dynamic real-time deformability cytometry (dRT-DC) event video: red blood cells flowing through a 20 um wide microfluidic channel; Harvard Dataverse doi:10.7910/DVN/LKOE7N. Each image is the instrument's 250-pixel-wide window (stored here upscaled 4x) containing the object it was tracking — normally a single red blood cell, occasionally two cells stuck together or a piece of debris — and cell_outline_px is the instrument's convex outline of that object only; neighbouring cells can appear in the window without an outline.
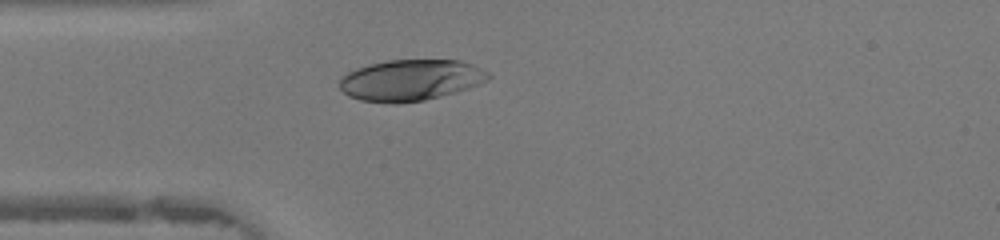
{"species": "human", "species_latin": "Homo sapiens", "temperature_condition": "warm", "stored_images_in_passage": 39, "camera_frame_rate_fps": 3000, "um_per_image_px": 0.085, "donor": {"sex": "female"}, "frame": {"image": 1, "passage_image": 12, "time_ms": 3.667, "image_size_px": [1000, 240], "cell_outline_px": [[492, 76], [488, 80], [468, 88], [424, 100], [396, 104], [388, 104], [360, 100], [348, 96], [340, 88], [340, 76], [356, 68], [368, 64], [388, 60], [460, 60], [472, 64], [488, 72]], "centroid_in_image_um": [34.87, 6.81], "position_along_channel_um": 50.1, "area_um2": 35.78}}
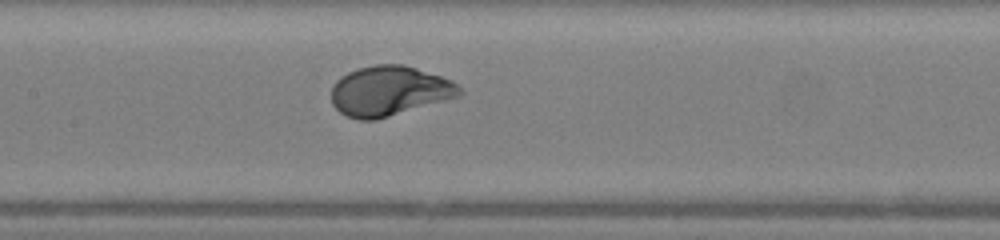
{"frame": {"image": 2, "passage_image": 21, "time_ms": 6.667, "image_size_px": [1000, 240], "cell_outline_px": [[464, 92], [460, 96], [376, 120], [360, 120], [348, 116], [340, 112], [332, 104], [332, 84], [340, 76], [348, 72], [360, 68], [376, 64], [404, 64], [452, 80], [460, 84]], "centroid_in_image_um": [33.11, 7.73], "position_along_channel_um": 174.3, "area_um2": 37.4}}
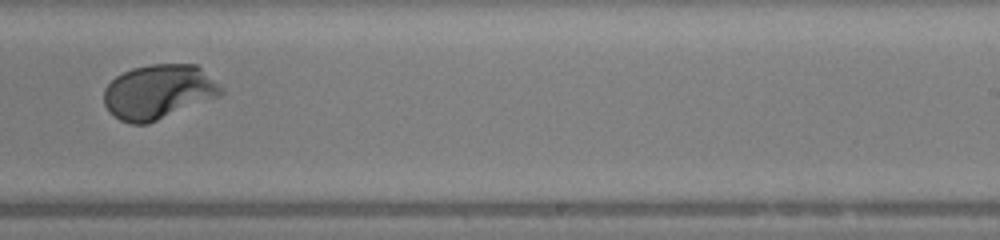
{"frame": {"image": 3, "passage_image": 28, "time_ms": 9.0, "image_size_px": [1000, 240], "cell_outline_px": [[224, 92], [220, 96], [148, 124], [132, 124], [120, 120], [108, 112], [104, 104], [104, 88], [116, 76], [132, 68], [148, 64], [196, 64]], "centroid_in_image_um": [13.42, 7.82], "position_along_channel_um": 275.6, "area_um2": 36.99}, "authors_computed_cell_mechanics": {"area_um2": 37.3966, "velocity_mm_per_s": 4.3645, "shape_relaxation_time_tau1_ms": 2.3581, "shape_relaxation_time_tau2_ms": null, "deformation_change_tau1": 0.1967, "deformation_change_tau2": null}}